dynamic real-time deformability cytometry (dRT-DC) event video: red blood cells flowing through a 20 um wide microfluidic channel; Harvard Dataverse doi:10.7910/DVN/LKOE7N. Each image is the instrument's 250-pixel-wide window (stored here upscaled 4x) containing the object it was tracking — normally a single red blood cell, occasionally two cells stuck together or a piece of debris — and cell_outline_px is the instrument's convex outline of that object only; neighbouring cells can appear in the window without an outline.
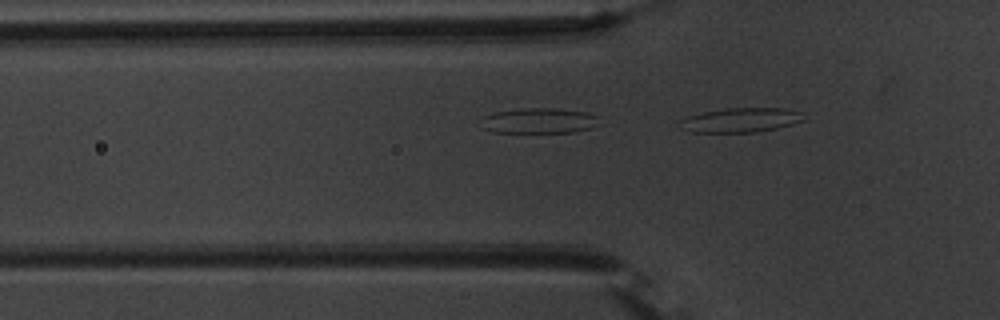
{"species": "common noctule bat (a hibernating species)", "species_latin": "Nyctalus noctula", "temperature_condition": "warm", "stored_images_in_passage": 3, "segment_of_instrument_passage": [2, 2], "camera_frame_rate_fps": 3000, "um_per_image_px": 0.085, "animal": {"sex": "male", "body_mass_g": 20.1, "forearm_length_mm": 53.5}, "frame": {"image": 1, "passage_image": 3, "time_ms": 0.667, "image_size_px": [1000, 320], "cell_outline_px": [[804, 120], [792, 124], [776, 128], [756, 132], [692, 132], [680, 120], [688, 116], [704, 112], [728, 108], [784, 108], [800, 112]], "centroid_in_image_um": [63.04, 10.19], "position_along_channel_um": 62.8, "area_um2": 17.05}}